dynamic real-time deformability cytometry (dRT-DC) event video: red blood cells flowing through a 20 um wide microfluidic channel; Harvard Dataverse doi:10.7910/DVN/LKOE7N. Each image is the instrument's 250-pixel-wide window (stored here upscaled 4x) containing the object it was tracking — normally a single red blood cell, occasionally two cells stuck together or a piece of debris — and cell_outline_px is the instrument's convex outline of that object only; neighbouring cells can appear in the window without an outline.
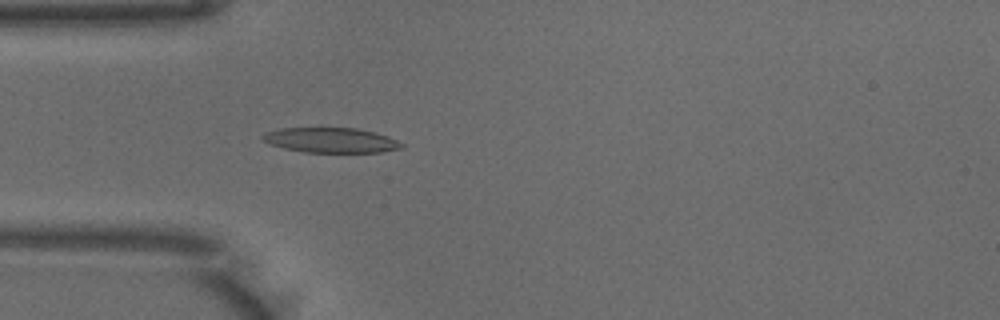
{"species": "common noctule bat (a hibernating species)", "species_latin": "Nyctalus noctula", "temperature_condition": "warm", "stored_images_in_passage": 49, "camera_frame_rate_fps": 3000, "um_per_image_px": 0.085, "animal": {"sex": "male", "body_mass_g": 18.8}, "frame": {"image": 1, "passage_image": 13, "time_ms": 4.0, "image_size_px": [1000, 320], "cell_outline_px": [[404, 148], [380, 152], [304, 152], [284, 148], [268, 144], [260, 140], [260, 136], [264, 132], [276, 128], [356, 128], [388, 136], [404, 144]], "centroid_in_image_um": [28.05, 11.91], "position_along_channel_um": 56.9, "area_um2": 20.4}}
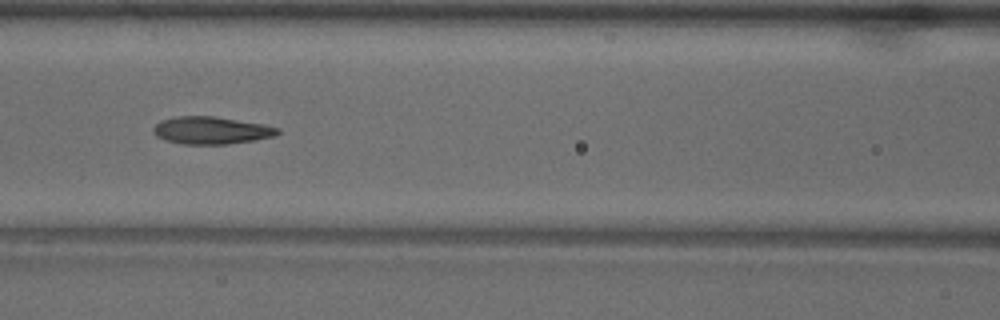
{"frame": {"image": 2, "passage_image": 20, "time_ms": 6.333, "image_size_px": [1000, 320], "cell_outline_px": [[280, 132], [272, 136], [256, 140], [228, 144], [180, 144], [164, 140], [156, 136], [152, 132], [152, 128], [160, 120], [176, 116], [216, 116], [264, 124], [280, 128]], "centroid_in_image_um": [17.93, 11.08], "position_along_channel_um": 148.7, "area_um2": 20.11}}
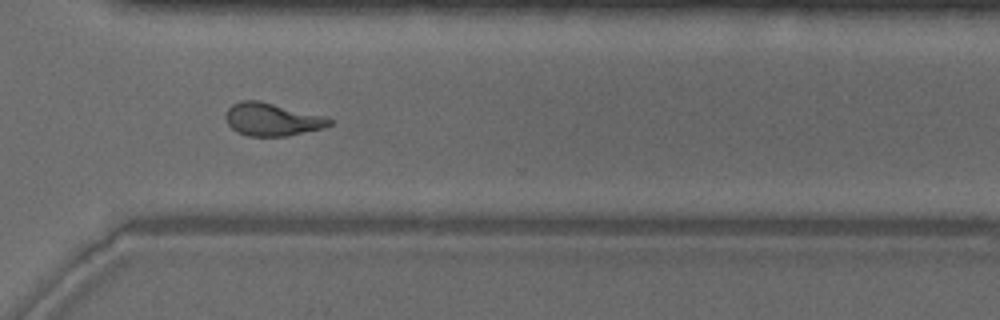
{"frame": {"image": 3, "passage_image": 35, "time_ms": 11.333, "image_size_px": [1000, 320], "cell_outline_px": [[332, 124], [324, 128], [284, 136], [248, 136], [236, 132], [228, 124], [224, 116], [228, 108], [232, 104], [240, 100], [260, 100], [320, 116], [332, 120]], "centroid_in_image_um": [23.05, 10.15], "position_along_channel_um": 347.6, "area_um2": 19.59}, "authors_computed_cell_mechanics": {"area_um2": 20.1144, "velocity_mm_per_s": 3.984, "shape_relaxation_time_tau1_ms": 11.2348, "shape_relaxation_time_tau2_ms": 2.3396, "deformation_change_tau1": 0.2871, "deformation_change_tau2": 0.1179}}